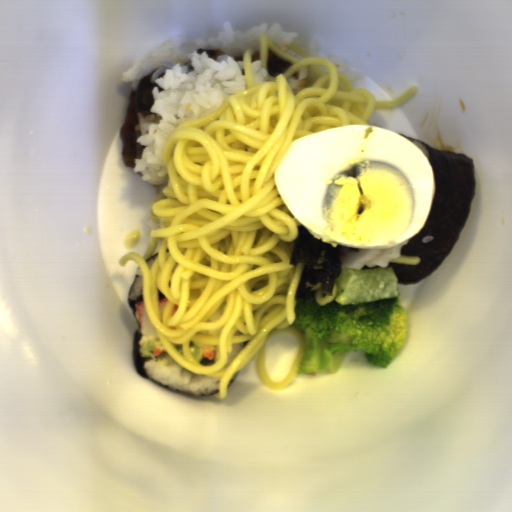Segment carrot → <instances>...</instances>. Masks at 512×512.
Listing matches in <instances>:
<instances>
[{
    "mask_svg": "<svg viewBox=\"0 0 512 512\" xmlns=\"http://www.w3.org/2000/svg\"><path fill=\"white\" fill-rule=\"evenodd\" d=\"M218 351V345H204V356L207 359H213Z\"/></svg>",
    "mask_w": 512,
    "mask_h": 512,
    "instance_id": "carrot-1",
    "label": "carrot"
},
{
    "mask_svg": "<svg viewBox=\"0 0 512 512\" xmlns=\"http://www.w3.org/2000/svg\"><path fill=\"white\" fill-rule=\"evenodd\" d=\"M162 353H167L166 349H155L153 350L152 357H159Z\"/></svg>",
    "mask_w": 512,
    "mask_h": 512,
    "instance_id": "carrot-2",
    "label": "carrot"
}]
</instances>
